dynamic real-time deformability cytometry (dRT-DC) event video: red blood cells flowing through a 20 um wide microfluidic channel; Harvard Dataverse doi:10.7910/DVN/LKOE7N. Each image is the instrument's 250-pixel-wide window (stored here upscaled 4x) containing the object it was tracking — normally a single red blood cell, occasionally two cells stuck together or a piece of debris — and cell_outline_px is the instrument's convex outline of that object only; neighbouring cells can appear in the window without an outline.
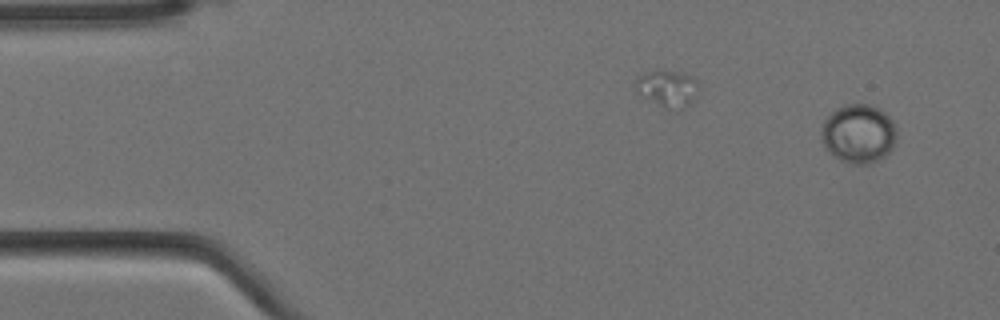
{"species": "Egyptian fruit bat (a non-hibernating species)", "species_latin": "Rousettus aegyptiacus", "temperature_condition": "cold", "stored_images_in_passage": 5, "camera_frame_rate_fps": 3000, "um_per_image_px": 0.085, "animal": {"sex": "female"}, "frame": {"image": 1, "passage_image": 1, "time_ms": 0.0, "image_size_px": [1000, 320], "cell_outline_px": [[896, 140], [892, 148], [884, 156], [872, 164], [848, 164], [832, 156], [824, 148], [824, 120], [836, 108], [844, 104], [872, 104], [884, 112], [892, 120], [896, 132]], "centroid_in_image_um": [72.99, 11.38], "position_along_channel_um": 12.0, "area_um2": 25.78}}
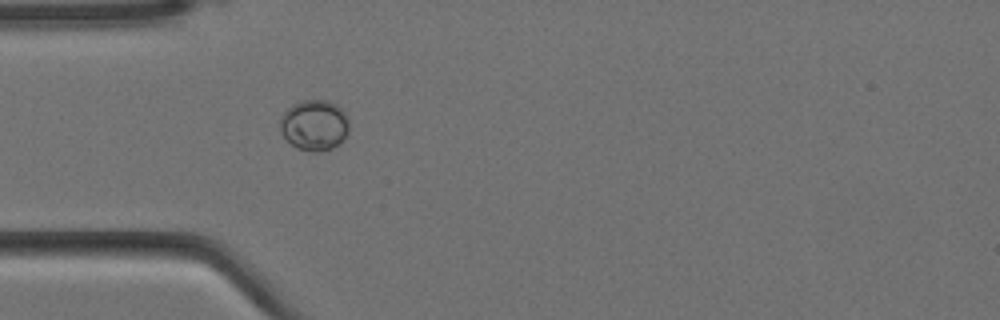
{"frame": {"image": 2, "passage_image": 5, "time_ms": 1.333, "image_size_px": [1000, 320], "cell_outline_px": [[348, 132], [344, 140], [340, 144], [332, 148], [320, 152], [312, 152], [296, 148], [280, 132], [280, 120], [284, 112], [292, 104], [304, 100], [328, 100], [336, 104], [344, 112], [348, 120]], "centroid_in_image_um": [26.73, 10.65], "position_along_channel_um": 58.3, "area_um2": 20.52}}